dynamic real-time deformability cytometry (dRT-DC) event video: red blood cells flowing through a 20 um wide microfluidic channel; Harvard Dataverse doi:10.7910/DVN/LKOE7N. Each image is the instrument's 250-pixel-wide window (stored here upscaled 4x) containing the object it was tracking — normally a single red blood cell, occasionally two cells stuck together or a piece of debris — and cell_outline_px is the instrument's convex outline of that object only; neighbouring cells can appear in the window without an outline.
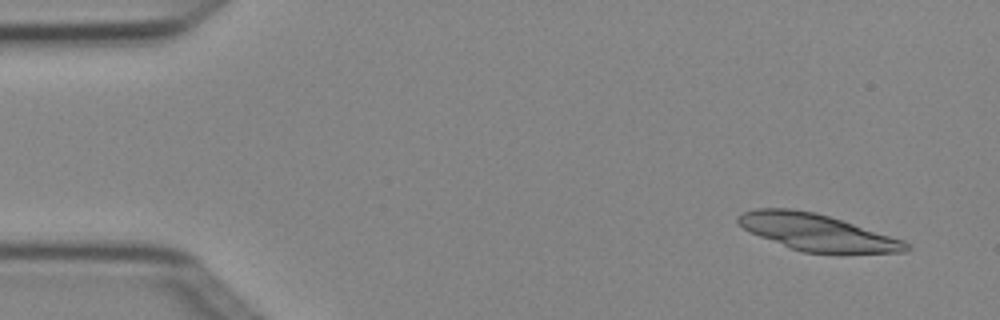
{"species": "Egyptian fruit bat (a non-hibernating species)", "species_latin": "Rousettus aegyptiacus", "temperature_condition": "cold", "stored_images_in_passage": 5, "camera_frame_rate_fps": 3000, "um_per_image_px": 0.085, "animal": {"sex": "female"}, "frame": {"image": 1, "passage_image": 1, "time_ms": 0.0, "image_size_px": [1000, 320], "cell_outline_px": [[912, 248], [908, 252], [804, 252], [792, 248], [760, 236], [744, 228], [736, 220], [736, 216], [744, 212], [756, 208], [792, 208], [816, 212], [904, 240]], "centroid_in_image_um": [69.44, 19.72], "position_along_channel_um": 15.6, "area_um2": 35.08}}